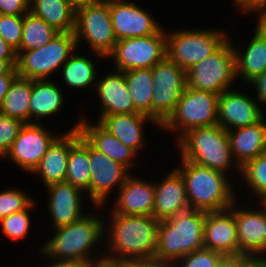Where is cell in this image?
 <instances>
[{"label": "cell", "mask_w": 266, "mask_h": 267, "mask_svg": "<svg viewBox=\"0 0 266 267\" xmlns=\"http://www.w3.org/2000/svg\"><path fill=\"white\" fill-rule=\"evenodd\" d=\"M104 228L98 216L84 215L74 223L55 228L56 233L40 248V252L54 261L87 267L104 260V256L93 259L88 253L102 238Z\"/></svg>", "instance_id": "6da1fadb"}, {"label": "cell", "mask_w": 266, "mask_h": 267, "mask_svg": "<svg viewBox=\"0 0 266 267\" xmlns=\"http://www.w3.org/2000/svg\"><path fill=\"white\" fill-rule=\"evenodd\" d=\"M109 230L112 255L109 262L133 259H154L159 221L153 216L111 215ZM117 255V256H116ZM119 255V256H118Z\"/></svg>", "instance_id": "7a4b0ae2"}, {"label": "cell", "mask_w": 266, "mask_h": 267, "mask_svg": "<svg viewBox=\"0 0 266 267\" xmlns=\"http://www.w3.org/2000/svg\"><path fill=\"white\" fill-rule=\"evenodd\" d=\"M205 215L190 209L159 221L154 259L171 267L185 255L203 249Z\"/></svg>", "instance_id": "3957f363"}, {"label": "cell", "mask_w": 266, "mask_h": 267, "mask_svg": "<svg viewBox=\"0 0 266 267\" xmlns=\"http://www.w3.org/2000/svg\"><path fill=\"white\" fill-rule=\"evenodd\" d=\"M176 170L185 182L190 209L204 212L224 211L236 201L234 187L224 173L197 165L181 158Z\"/></svg>", "instance_id": "277c9868"}, {"label": "cell", "mask_w": 266, "mask_h": 267, "mask_svg": "<svg viewBox=\"0 0 266 267\" xmlns=\"http://www.w3.org/2000/svg\"><path fill=\"white\" fill-rule=\"evenodd\" d=\"M181 158L226 174L234 159L228 132L219 124L188 130L177 142Z\"/></svg>", "instance_id": "5b68a950"}, {"label": "cell", "mask_w": 266, "mask_h": 267, "mask_svg": "<svg viewBox=\"0 0 266 267\" xmlns=\"http://www.w3.org/2000/svg\"><path fill=\"white\" fill-rule=\"evenodd\" d=\"M76 48L74 31L59 33L39 49L16 52L17 74L31 80L47 79V76L67 62Z\"/></svg>", "instance_id": "8992f818"}, {"label": "cell", "mask_w": 266, "mask_h": 267, "mask_svg": "<svg viewBox=\"0 0 266 267\" xmlns=\"http://www.w3.org/2000/svg\"><path fill=\"white\" fill-rule=\"evenodd\" d=\"M218 99L219 94L187 86L175 110L160 127L179 131V139L192 128L218 124Z\"/></svg>", "instance_id": "52a82bcc"}, {"label": "cell", "mask_w": 266, "mask_h": 267, "mask_svg": "<svg viewBox=\"0 0 266 267\" xmlns=\"http://www.w3.org/2000/svg\"><path fill=\"white\" fill-rule=\"evenodd\" d=\"M166 57L188 70L215 53L228 39L217 30H178L167 33Z\"/></svg>", "instance_id": "ba28073f"}, {"label": "cell", "mask_w": 266, "mask_h": 267, "mask_svg": "<svg viewBox=\"0 0 266 267\" xmlns=\"http://www.w3.org/2000/svg\"><path fill=\"white\" fill-rule=\"evenodd\" d=\"M228 39L215 53L187 70V86L221 94L236 77L235 48Z\"/></svg>", "instance_id": "9c48e42d"}, {"label": "cell", "mask_w": 266, "mask_h": 267, "mask_svg": "<svg viewBox=\"0 0 266 267\" xmlns=\"http://www.w3.org/2000/svg\"><path fill=\"white\" fill-rule=\"evenodd\" d=\"M74 33L77 44L83 38L97 56L106 58L117 42L109 11V0H96L77 9Z\"/></svg>", "instance_id": "30bf717a"}, {"label": "cell", "mask_w": 266, "mask_h": 267, "mask_svg": "<svg viewBox=\"0 0 266 267\" xmlns=\"http://www.w3.org/2000/svg\"><path fill=\"white\" fill-rule=\"evenodd\" d=\"M153 77L152 119L160 126L175 110L187 88V71L165 57L151 68Z\"/></svg>", "instance_id": "8fae6325"}, {"label": "cell", "mask_w": 266, "mask_h": 267, "mask_svg": "<svg viewBox=\"0 0 266 267\" xmlns=\"http://www.w3.org/2000/svg\"><path fill=\"white\" fill-rule=\"evenodd\" d=\"M166 32L118 40L107 56L115 58L116 70L153 68L166 57Z\"/></svg>", "instance_id": "7c38bea8"}, {"label": "cell", "mask_w": 266, "mask_h": 267, "mask_svg": "<svg viewBox=\"0 0 266 267\" xmlns=\"http://www.w3.org/2000/svg\"><path fill=\"white\" fill-rule=\"evenodd\" d=\"M56 138L37 121L25 123L4 157H9L21 169L33 172Z\"/></svg>", "instance_id": "4fadbf2b"}, {"label": "cell", "mask_w": 266, "mask_h": 267, "mask_svg": "<svg viewBox=\"0 0 266 267\" xmlns=\"http://www.w3.org/2000/svg\"><path fill=\"white\" fill-rule=\"evenodd\" d=\"M90 200L97 207L103 206L114 186L120 187L130 176L129 169L112 160L89 144ZM102 204V205H101Z\"/></svg>", "instance_id": "5bb4252c"}, {"label": "cell", "mask_w": 266, "mask_h": 267, "mask_svg": "<svg viewBox=\"0 0 266 267\" xmlns=\"http://www.w3.org/2000/svg\"><path fill=\"white\" fill-rule=\"evenodd\" d=\"M109 11L117 41L152 35L162 29L147 11L132 2L109 0Z\"/></svg>", "instance_id": "9a60e30c"}, {"label": "cell", "mask_w": 266, "mask_h": 267, "mask_svg": "<svg viewBox=\"0 0 266 267\" xmlns=\"http://www.w3.org/2000/svg\"><path fill=\"white\" fill-rule=\"evenodd\" d=\"M263 115L259 104L241 92L228 89L219 95L218 124L226 131L256 124Z\"/></svg>", "instance_id": "2e32d148"}, {"label": "cell", "mask_w": 266, "mask_h": 267, "mask_svg": "<svg viewBox=\"0 0 266 267\" xmlns=\"http://www.w3.org/2000/svg\"><path fill=\"white\" fill-rule=\"evenodd\" d=\"M234 205L229 210L234 214L239 254L257 257L266 243V206H263V210L255 211L241 207L237 209Z\"/></svg>", "instance_id": "e0dca14e"}, {"label": "cell", "mask_w": 266, "mask_h": 267, "mask_svg": "<svg viewBox=\"0 0 266 267\" xmlns=\"http://www.w3.org/2000/svg\"><path fill=\"white\" fill-rule=\"evenodd\" d=\"M204 248L222 255L239 254L234 214L229 209L218 212H206Z\"/></svg>", "instance_id": "ac0fdd59"}, {"label": "cell", "mask_w": 266, "mask_h": 267, "mask_svg": "<svg viewBox=\"0 0 266 267\" xmlns=\"http://www.w3.org/2000/svg\"><path fill=\"white\" fill-rule=\"evenodd\" d=\"M154 187L153 217L157 221L190 210L185 182L176 169H173L159 184H154Z\"/></svg>", "instance_id": "d6986e66"}, {"label": "cell", "mask_w": 266, "mask_h": 267, "mask_svg": "<svg viewBox=\"0 0 266 267\" xmlns=\"http://www.w3.org/2000/svg\"><path fill=\"white\" fill-rule=\"evenodd\" d=\"M78 126L79 123L68 133L58 135L32 172L40 173L46 187L66 180L69 149L79 139Z\"/></svg>", "instance_id": "ffe728a7"}, {"label": "cell", "mask_w": 266, "mask_h": 267, "mask_svg": "<svg viewBox=\"0 0 266 267\" xmlns=\"http://www.w3.org/2000/svg\"><path fill=\"white\" fill-rule=\"evenodd\" d=\"M154 183L129 176L119 188L114 214L153 216L155 198Z\"/></svg>", "instance_id": "44dd1931"}, {"label": "cell", "mask_w": 266, "mask_h": 267, "mask_svg": "<svg viewBox=\"0 0 266 267\" xmlns=\"http://www.w3.org/2000/svg\"><path fill=\"white\" fill-rule=\"evenodd\" d=\"M50 196L48 205L53 218L54 229L78 221L82 214V189L64 181L47 186Z\"/></svg>", "instance_id": "7402d4cb"}, {"label": "cell", "mask_w": 266, "mask_h": 267, "mask_svg": "<svg viewBox=\"0 0 266 267\" xmlns=\"http://www.w3.org/2000/svg\"><path fill=\"white\" fill-rule=\"evenodd\" d=\"M96 85L103 107L97 122L108 115L135 113L134 102L128 92L123 71L116 70V72L109 73Z\"/></svg>", "instance_id": "603a6c76"}, {"label": "cell", "mask_w": 266, "mask_h": 267, "mask_svg": "<svg viewBox=\"0 0 266 267\" xmlns=\"http://www.w3.org/2000/svg\"><path fill=\"white\" fill-rule=\"evenodd\" d=\"M78 123L81 136L94 149L131 170L130 168L135 164L132 159L137 154L133 149L124 145L99 122L92 125L85 118H82Z\"/></svg>", "instance_id": "cb8c5ba5"}, {"label": "cell", "mask_w": 266, "mask_h": 267, "mask_svg": "<svg viewBox=\"0 0 266 267\" xmlns=\"http://www.w3.org/2000/svg\"><path fill=\"white\" fill-rule=\"evenodd\" d=\"M230 148L236 161L235 167L241 168L250 160L264 152L266 123L264 118L253 125L227 131ZM235 155V156H234Z\"/></svg>", "instance_id": "d4e9b609"}, {"label": "cell", "mask_w": 266, "mask_h": 267, "mask_svg": "<svg viewBox=\"0 0 266 267\" xmlns=\"http://www.w3.org/2000/svg\"><path fill=\"white\" fill-rule=\"evenodd\" d=\"M148 120L160 127L154 119L142 113L108 115L99 123L124 145L137 153L144 143L142 128L144 122Z\"/></svg>", "instance_id": "484cf974"}, {"label": "cell", "mask_w": 266, "mask_h": 267, "mask_svg": "<svg viewBox=\"0 0 266 267\" xmlns=\"http://www.w3.org/2000/svg\"><path fill=\"white\" fill-rule=\"evenodd\" d=\"M30 12L59 33L75 30L76 10L66 0H30Z\"/></svg>", "instance_id": "4316f807"}, {"label": "cell", "mask_w": 266, "mask_h": 267, "mask_svg": "<svg viewBox=\"0 0 266 267\" xmlns=\"http://www.w3.org/2000/svg\"><path fill=\"white\" fill-rule=\"evenodd\" d=\"M31 92L32 80L17 75L4 96L0 113L24 123H33L30 120Z\"/></svg>", "instance_id": "83f0119b"}, {"label": "cell", "mask_w": 266, "mask_h": 267, "mask_svg": "<svg viewBox=\"0 0 266 267\" xmlns=\"http://www.w3.org/2000/svg\"><path fill=\"white\" fill-rule=\"evenodd\" d=\"M58 85L48 79L32 80L30 119L51 116L63 104V94Z\"/></svg>", "instance_id": "f1b7e54d"}, {"label": "cell", "mask_w": 266, "mask_h": 267, "mask_svg": "<svg viewBox=\"0 0 266 267\" xmlns=\"http://www.w3.org/2000/svg\"><path fill=\"white\" fill-rule=\"evenodd\" d=\"M236 77L240 74L243 81L250 82L266 71V40L255 30L252 40L244 53L237 52Z\"/></svg>", "instance_id": "f546056e"}, {"label": "cell", "mask_w": 266, "mask_h": 267, "mask_svg": "<svg viewBox=\"0 0 266 267\" xmlns=\"http://www.w3.org/2000/svg\"><path fill=\"white\" fill-rule=\"evenodd\" d=\"M90 178L89 143L79 132V139L69 149L65 181L88 192L90 196Z\"/></svg>", "instance_id": "4dcf8cb0"}, {"label": "cell", "mask_w": 266, "mask_h": 267, "mask_svg": "<svg viewBox=\"0 0 266 267\" xmlns=\"http://www.w3.org/2000/svg\"><path fill=\"white\" fill-rule=\"evenodd\" d=\"M125 80L135 106V113L152 118L153 77L151 68L124 71Z\"/></svg>", "instance_id": "1f68e13d"}, {"label": "cell", "mask_w": 266, "mask_h": 267, "mask_svg": "<svg viewBox=\"0 0 266 267\" xmlns=\"http://www.w3.org/2000/svg\"><path fill=\"white\" fill-rule=\"evenodd\" d=\"M57 34L59 32L43 19L28 12L23 15L22 41L16 52L39 49L48 44Z\"/></svg>", "instance_id": "d6a6232c"}, {"label": "cell", "mask_w": 266, "mask_h": 267, "mask_svg": "<svg viewBox=\"0 0 266 267\" xmlns=\"http://www.w3.org/2000/svg\"><path fill=\"white\" fill-rule=\"evenodd\" d=\"M62 67L63 80L68 86L73 88H86L92 84L96 86L95 64L86 56L72 54Z\"/></svg>", "instance_id": "836d02e7"}, {"label": "cell", "mask_w": 266, "mask_h": 267, "mask_svg": "<svg viewBox=\"0 0 266 267\" xmlns=\"http://www.w3.org/2000/svg\"><path fill=\"white\" fill-rule=\"evenodd\" d=\"M241 174L252 189L260 203L266 200V154L262 153L248 161L242 168Z\"/></svg>", "instance_id": "e575fe53"}, {"label": "cell", "mask_w": 266, "mask_h": 267, "mask_svg": "<svg viewBox=\"0 0 266 267\" xmlns=\"http://www.w3.org/2000/svg\"><path fill=\"white\" fill-rule=\"evenodd\" d=\"M34 205V202L26 209L14 212L0 220L2 232L12 240H19L26 237L30 228V218L28 210Z\"/></svg>", "instance_id": "d590c367"}, {"label": "cell", "mask_w": 266, "mask_h": 267, "mask_svg": "<svg viewBox=\"0 0 266 267\" xmlns=\"http://www.w3.org/2000/svg\"><path fill=\"white\" fill-rule=\"evenodd\" d=\"M34 201L23 191L8 189L0 192V220L28 208Z\"/></svg>", "instance_id": "8d00e7d4"}, {"label": "cell", "mask_w": 266, "mask_h": 267, "mask_svg": "<svg viewBox=\"0 0 266 267\" xmlns=\"http://www.w3.org/2000/svg\"><path fill=\"white\" fill-rule=\"evenodd\" d=\"M23 15L0 14V36L16 51L22 41Z\"/></svg>", "instance_id": "74e56055"}, {"label": "cell", "mask_w": 266, "mask_h": 267, "mask_svg": "<svg viewBox=\"0 0 266 267\" xmlns=\"http://www.w3.org/2000/svg\"><path fill=\"white\" fill-rule=\"evenodd\" d=\"M223 255L208 249H200L177 260L171 267H216Z\"/></svg>", "instance_id": "f35d334b"}, {"label": "cell", "mask_w": 266, "mask_h": 267, "mask_svg": "<svg viewBox=\"0 0 266 267\" xmlns=\"http://www.w3.org/2000/svg\"><path fill=\"white\" fill-rule=\"evenodd\" d=\"M25 123L21 120L7 117L0 113V157L11 148L13 141L16 139L21 128Z\"/></svg>", "instance_id": "ab89813d"}, {"label": "cell", "mask_w": 266, "mask_h": 267, "mask_svg": "<svg viewBox=\"0 0 266 267\" xmlns=\"http://www.w3.org/2000/svg\"><path fill=\"white\" fill-rule=\"evenodd\" d=\"M30 12V0H0V14L25 15Z\"/></svg>", "instance_id": "60d3db41"}, {"label": "cell", "mask_w": 266, "mask_h": 267, "mask_svg": "<svg viewBox=\"0 0 266 267\" xmlns=\"http://www.w3.org/2000/svg\"><path fill=\"white\" fill-rule=\"evenodd\" d=\"M255 257L245 254L223 255L216 267H254Z\"/></svg>", "instance_id": "b9f144b4"}, {"label": "cell", "mask_w": 266, "mask_h": 267, "mask_svg": "<svg viewBox=\"0 0 266 267\" xmlns=\"http://www.w3.org/2000/svg\"><path fill=\"white\" fill-rule=\"evenodd\" d=\"M115 267H170L155 259H133L111 262Z\"/></svg>", "instance_id": "7bdbcfd3"}, {"label": "cell", "mask_w": 266, "mask_h": 267, "mask_svg": "<svg viewBox=\"0 0 266 267\" xmlns=\"http://www.w3.org/2000/svg\"><path fill=\"white\" fill-rule=\"evenodd\" d=\"M253 84L256 87L258 100L266 103V71L262 74L256 76L253 80L249 82V84Z\"/></svg>", "instance_id": "ee69618b"}, {"label": "cell", "mask_w": 266, "mask_h": 267, "mask_svg": "<svg viewBox=\"0 0 266 267\" xmlns=\"http://www.w3.org/2000/svg\"><path fill=\"white\" fill-rule=\"evenodd\" d=\"M17 59H0V76L18 75L16 71Z\"/></svg>", "instance_id": "f6af8a7d"}, {"label": "cell", "mask_w": 266, "mask_h": 267, "mask_svg": "<svg viewBox=\"0 0 266 267\" xmlns=\"http://www.w3.org/2000/svg\"><path fill=\"white\" fill-rule=\"evenodd\" d=\"M0 59H17L16 50L8 45L0 36Z\"/></svg>", "instance_id": "bcb514c9"}, {"label": "cell", "mask_w": 266, "mask_h": 267, "mask_svg": "<svg viewBox=\"0 0 266 267\" xmlns=\"http://www.w3.org/2000/svg\"><path fill=\"white\" fill-rule=\"evenodd\" d=\"M16 76L17 75H2V76H0V107L2 105L4 96L6 95L11 82L13 81V79Z\"/></svg>", "instance_id": "7dc6e473"}, {"label": "cell", "mask_w": 266, "mask_h": 267, "mask_svg": "<svg viewBox=\"0 0 266 267\" xmlns=\"http://www.w3.org/2000/svg\"><path fill=\"white\" fill-rule=\"evenodd\" d=\"M261 1L262 0H234L243 13L253 11L261 3Z\"/></svg>", "instance_id": "c3c4849f"}, {"label": "cell", "mask_w": 266, "mask_h": 267, "mask_svg": "<svg viewBox=\"0 0 266 267\" xmlns=\"http://www.w3.org/2000/svg\"><path fill=\"white\" fill-rule=\"evenodd\" d=\"M259 15L256 31L266 40V13L261 12Z\"/></svg>", "instance_id": "681fc988"}, {"label": "cell", "mask_w": 266, "mask_h": 267, "mask_svg": "<svg viewBox=\"0 0 266 267\" xmlns=\"http://www.w3.org/2000/svg\"><path fill=\"white\" fill-rule=\"evenodd\" d=\"M66 1L74 10H77L81 7H84L88 4L95 2L96 0H66Z\"/></svg>", "instance_id": "f907efd6"}, {"label": "cell", "mask_w": 266, "mask_h": 267, "mask_svg": "<svg viewBox=\"0 0 266 267\" xmlns=\"http://www.w3.org/2000/svg\"><path fill=\"white\" fill-rule=\"evenodd\" d=\"M87 267H115L111 262L106 261V260H102L99 262H95L93 264H90Z\"/></svg>", "instance_id": "816d5d0a"}, {"label": "cell", "mask_w": 266, "mask_h": 267, "mask_svg": "<svg viewBox=\"0 0 266 267\" xmlns=\"http://www.w3.org/2000/svg\"><path fill=\"white\" fill-rule=\"evenodd\" d=\"M47 267H77V266L71 263L53 261V263L48 265Z\"/></svg>", "instance_id": "f5cc1de1"}, {"label": "cell", "mask_w": 266, "mask_h": 267, "mask_svg": "<svg viewBox=\"0 0 266 267\" xmlns=\"http://www.w3.org/2000/svg\"><path fill=\"white\" fill-rule=\"evenodd\" d=\"M253 11L266 13V0H262L261 3Z\"/></svg>", "instance_id": "db71d44e"}, {"label": "cell", "mask_w": 266, "mask_h": 267, "mask_svg": "<svg viewBox=\"0 0 266 267\" xmlns=\"http://www.w3.org/2000/svg\"><path fill=\"white\" fill-rule=\"evenodd\" d=\"M254 267H266V260L255 257Z\"/></svg>", "instance_id": "11a10c76"}, {"label": "cell", "mask_w": 266, "mask_h": 267, "mask_svg": "<svg viewBox=\"0 0 266 267\" xmlns=\"http://www.w3.org/2000/svg\"><path fill=\"white\" fill-rule=\"evenodd\" d=\"M265 255L266 254V243L264 245V249L261 251V253L259 255ZM257 258H261V259H264L266 260V255L263 257V256H257Z\"/></svg>", "instance_id": "9f6ffc18"}, {"label": "cell", "mask_w": 266, "mask_h": 267, "mask_svg": "<svg viewBox=\"0 0 266 267\" xmlns=\"http://www.w3.org/2000/svg\"><path fill=\"white\" fill-rule=\"evenodd\" d=\"M264 154H266V136H265V146H264Z\"/></svg>", "instance_id": "6f0895ef"}, {"label": "cell", "mask_w": 266, "mask_h": 267, "mask_svg": "<svg viewBox=\"0 0 266 267\" xmlns=\"http://www.w3.org/2000/svg\"><path fill=\"white\" fill-rule=\"evenodd\" d=\"M265 205L266 206V200L262 203V206Z\"/></svg>", "instance_id": "680465c9"}]
</instances>
